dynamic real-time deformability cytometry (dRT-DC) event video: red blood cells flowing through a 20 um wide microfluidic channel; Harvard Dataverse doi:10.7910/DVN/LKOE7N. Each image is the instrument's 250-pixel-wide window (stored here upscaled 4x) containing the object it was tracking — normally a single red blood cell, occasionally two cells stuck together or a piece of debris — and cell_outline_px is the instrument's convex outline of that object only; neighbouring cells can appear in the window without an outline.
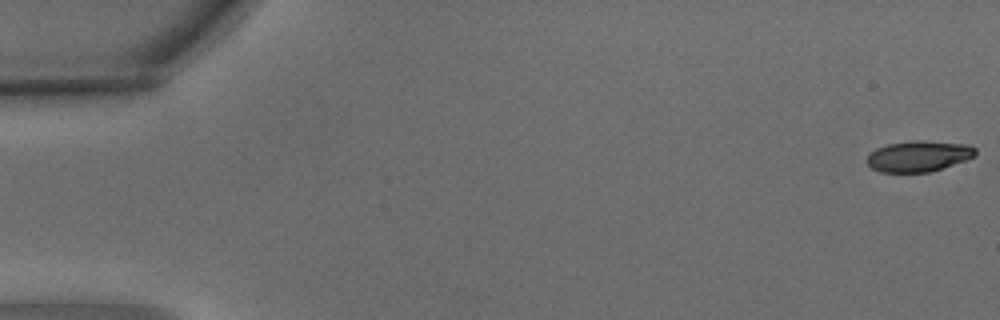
{"species": "common noctule bat (a hibernating species)", "species_latin": "Nyctalus noctula", "temperature_condition": "warm", "stored_images_in_passage": 5, "camera_frame_rate_fps": 3000, "um_per_image_px": 0.085, "animal": {"sex": "male", "body_mass_g": 15.6}, "frame": {"image": 1, "passage_image": 1, "time_ms": 0.0, "image_size_px": [1000, 320], "cell_outline_px": [[976, 156], [928, 172], [880, 172], [872, 168], [864, 160], [868, 152], [876, 148], [888, 144], [916, 140], [924, 140], [968, 144], [976, 148]], "centroid_in_image_um": [78.03, 13.26], "position_along_channel_um": 7.0, "area_um2": 19.59}}
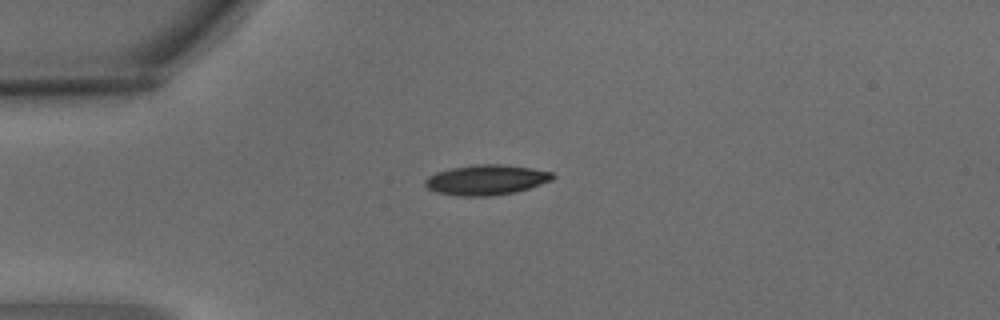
{"frame": {"image": 2, "passage_image": 4, "time_ms": 1.0, "image_size_px": [1000, 320], "cell_outline_px": [[556, 176], [552, 180], [516, 192], [492, 196], [460, 196], [436, 192], [428, 188], [424, 184], [424, 180], [428, 176], [436, 172], [452, 168], [476, 164], [500, 164], [532, 168], [552, 172]], "centroid_in_image_um": [41.33, 15.29], "position_along_channel_um": 43.7, "area_um2": 22.43}}